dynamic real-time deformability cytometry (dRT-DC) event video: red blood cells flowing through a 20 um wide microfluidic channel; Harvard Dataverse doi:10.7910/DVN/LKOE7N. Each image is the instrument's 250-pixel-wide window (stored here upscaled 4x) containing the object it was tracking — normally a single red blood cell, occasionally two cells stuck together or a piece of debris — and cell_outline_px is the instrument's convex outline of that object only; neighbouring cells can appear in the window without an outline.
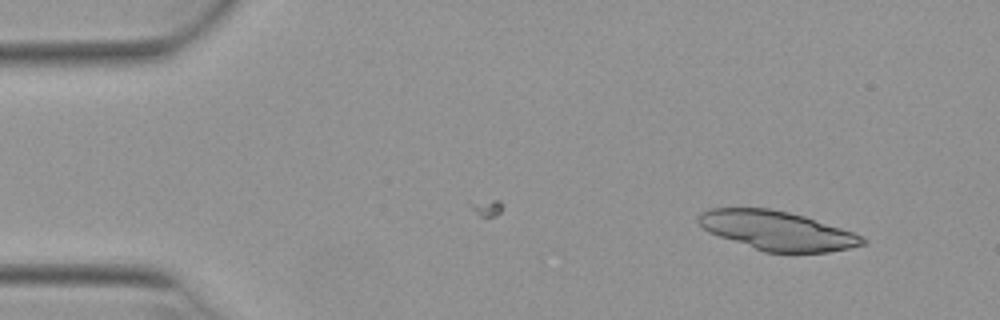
{"species": "Egyptian fruit bat (a non-hibernating species)", "species_latin": "Rousettus aegyptiacus", "temperature_condition": "warm", "stored_images_in_passage": 43, "camera_frame_rate_fps": 3000, "um_per_image_px": 0.085, "animal": {"sex": "female"}, "frame": {"image": 1, "passage_image": 3, "time_ms": 0.667, "image_size_px": [1000, 320], "cell_outline_px": [[868, 240], [864, 244], [848, 248], [828, 252], [764, 252], [708, 232], [696, 220], [696, 216], [700, 212], [712, 208], [768, 208], [788, 212], [804, 216], [852, 232]], "centroid_in_image_um": [66.01, 19.6], "position_along_channel_um": 19.0, "area_um2": 36.99}}
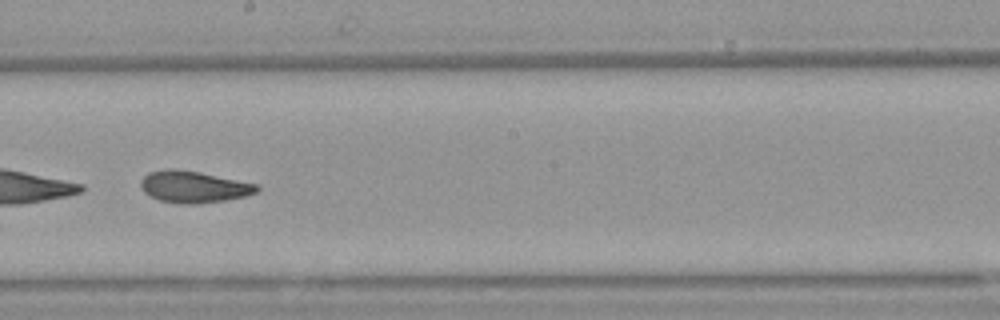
{"frame": {"image": 2, "passage_image": 27, "time_ms": 8.667, "image_size_px": [1000, 320], "cell_outline_px": [[260, 188], [256, 192], [248, 196], [224, 200], [196, 204], [180, 204], [160, 200], [144, 192], [140, 184], [140, 180], [148, 172], [168, 168], [172, 168], [200, 172], [260, 184]], "centroid_in_image_um": [16.49, 15.87], "position_along_channel_um": 231.7, "area_um2": 21.62}}
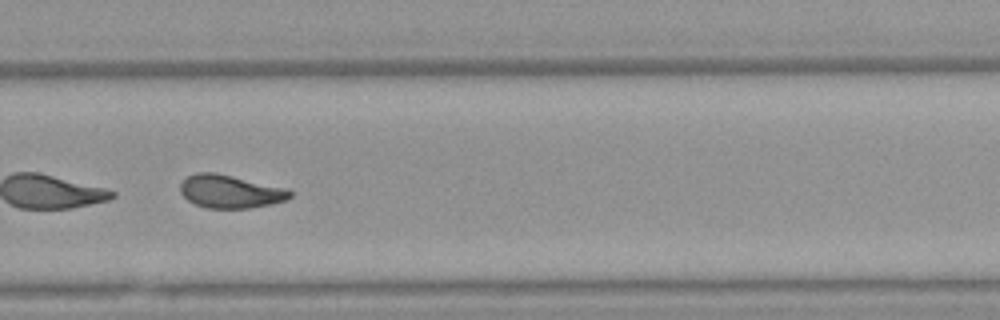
{"frame": {"image": 3, "passage_image": 33, "time_ms": 10.667, "image_size_px": [1000, 320], "cell_outline_px": [[292, 196], [284, 200], [272, 204], [248, 208], [204, 208], [188, 200], [180, 192], [180, 184], [188, 176], [196, 172], [216, 172], [288, 188], [292, 192]], "centroid_in_image_um": [19.58, 16.27], "position_along_channel_um": 310.2, "area_um2": 21.27}, "authors_computed_cell_mechanics": {"area_um2": 21.5016, "velocity_mm_per_s": 3.9338, "shape_relaxation_time_tau1_ms": null, "shape_relaxation_time_tau2_ms": 2.6871, "deformation_change_tau1": null, "deformation_change_tau2": 0.0941}}